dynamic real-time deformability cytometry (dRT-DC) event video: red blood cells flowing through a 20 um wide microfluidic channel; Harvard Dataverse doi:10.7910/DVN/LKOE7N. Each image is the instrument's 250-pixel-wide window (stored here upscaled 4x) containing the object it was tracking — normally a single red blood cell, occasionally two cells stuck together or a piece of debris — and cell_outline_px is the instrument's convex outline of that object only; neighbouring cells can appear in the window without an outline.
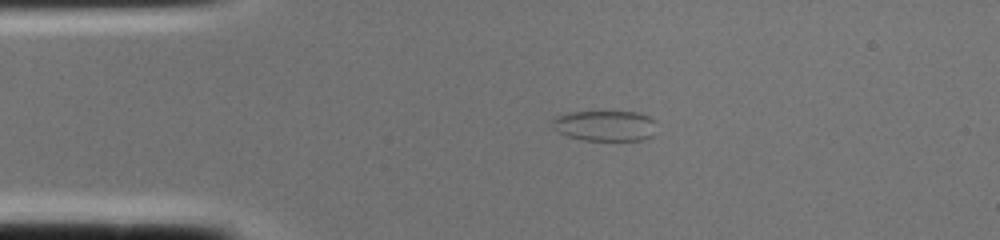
{"species": "common noctule bat (a hibernating species)", "species_latin": "Nyctalus noctula", "temperature_condition": "cold", "stored_images_in_passage": 2, "camera_frame_rate_fps": 3000, "um_per_image_px": 0.085, "animal": {"sex": "female", "body_mass_g": 22.0, "forearm_length_mm": 56.7}, "frame": {"image": 1, "passage_image": 2, "time_ms": 0.333, "image_size_px": [1000, 240], "cell_outline_px": [[656, 120], [652, 136], [644, 140], [584, 140], [568, 136], [556, 132], [552, 128], [552, 120], [556, 116], [568, 112], [640, 112]], "centroid_in_image_um": [51.41, 10.68], "position_along_channel_um": 33.6, "area_um2": 18.73}}